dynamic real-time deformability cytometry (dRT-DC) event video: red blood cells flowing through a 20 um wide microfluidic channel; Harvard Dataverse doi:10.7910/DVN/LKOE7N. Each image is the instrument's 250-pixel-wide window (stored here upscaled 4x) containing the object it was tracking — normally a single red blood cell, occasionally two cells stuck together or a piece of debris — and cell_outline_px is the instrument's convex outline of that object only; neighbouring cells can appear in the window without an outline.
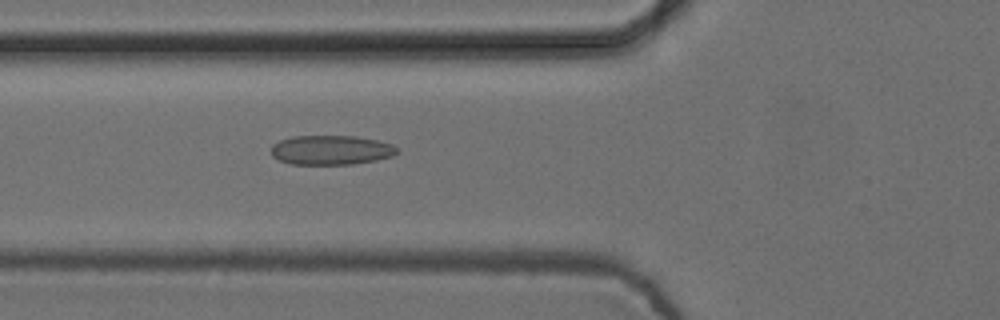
{"species": "common noctule bat (a hibernating species)", "species_latin": "Nyctalus noctula", "temperature_condition": "cold", "stored_images_in_passage": 53, "camera_frame_rate_fps": 3000, "um_per_image_px": 0.085, "animal": {"sex": "female", "body_mass_g": 24.6, "forearm_length_mm": 56.2}, "frame": {"image": 1, "passage_image": 20, "time_ms": 6.333, "image_size_px": [1000, 320], "cell_outline_px": [[400, 152], [392, 156], [376, 160], [352, 164], [292, 164], [280, 160], [272, 156], [272, 144], [280, 140], [292, 136], [356, 136], [376, 140], [392, 144], [400, 148]], "centroid_in_image_um": [28.17, 12.75], "position_along_channel_um": 97.6, "area_um2": 21.68}}
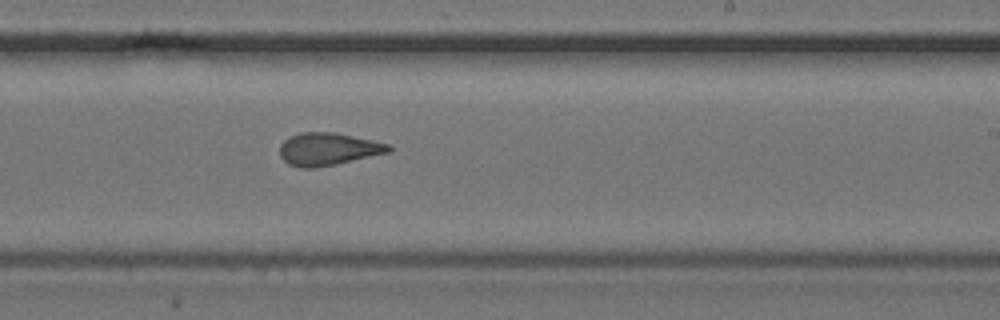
{"frame": {"image": 2, "passage_image": 33, "time_ms": 10.667, "image_size_px": [1000, 320], "cell_outline_px": [[392, 148], [388, 152], [336, 164], [316, 168], [300, 168], [288, 164], [280, 156], [280, 144], [284, 140], [300, 132], [332, 132], [372, 140], [388, 144]], "centroid_in_image_um": [27.84, 12.68], "position_along_channel_um": 261.2, "area_um2": 20.46}}
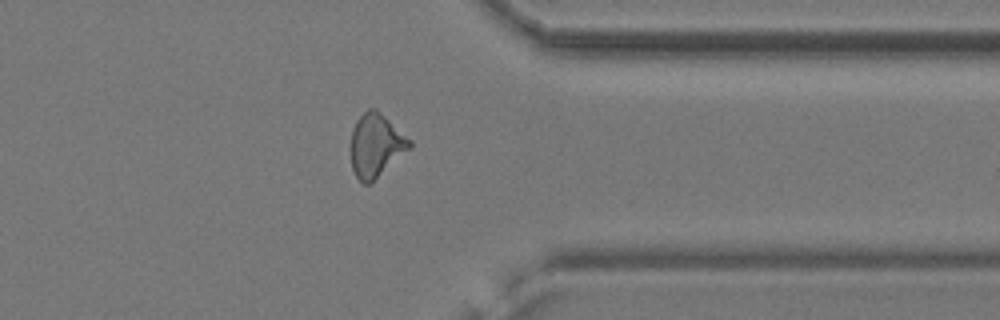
{"frame": {"image": 3, "passage_image": 43, "time_ms": 14.0, "image_size_px": [1000, 320], "cell_outline_px": [[412, 148], [368, 184], [364, 184], [356, 176], [352, 168], [352, 128], [356, 120], [368, 108], [376, 108], [412, 140]], "centroid_in_image_um": [31.98, 12.32], "position_along_channel_um": 379.4, "area_um2": 21.5}}